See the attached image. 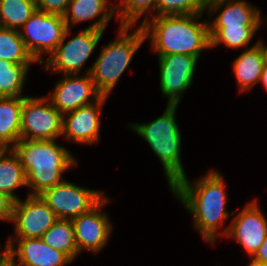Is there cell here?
I'll list each match as a JSON object with an SVG mask.
<instances>
[{
    "instance_id": "obj_1",
    "label": "cell",
    "mask_w": 267,
    "mask_h": 266,
    "mask_svg": "<svg viewBox=\"0 0 267 266\" xmlns=\"http://www.w3.org/2000/svg\"><path fill=\"white\" fill-rule=\"evenodd\" d=\"M172 192L192 213L194 225L207 242H215L217 229L223 225L229 213L225 210L227 194L223 176L217 171H210L196 184H190L187 176L178 180Z\"/></svg>"
},
{
    "instance_id": "obj_2",
    "label": "cell",
    "mask_w": 267,
    "mask_h": 266,
    "mask_svg": "<svg viewBox=\"0 0 267 266\" xmlns=\"http://www.w3.org/2000/svg\"><path fill=\"white\" fill-rule=\"evenodd\" d=\"M201 15H163L151 21L146 18L141 26L158 56L189 54L199 58L210 48L209 22L197 21Z\"/></svg>"
},
{
    "instance_id": "obj_3",
    "label": "cell",
    "mask_w": 267,
    "mask_h": 266,
    "mask_svg": "<svg viewBox=\"0 0 267 266\" xmlns=\"http://www.w3.org/2000/svg\"><path fill=\"white\" fill-rule=\"evenodd\" d=\"M12 149L25 171L27 186L34 189L29 195H40L62 182V173L77 164L70 152L54 140L20 139Z\"/></svg>"
},
{
    "instance_id": "obj_4",
    "label": "cell",
    "mask_w": 267,
    "mask_h": 266,
    "mask_svg": "<svg viewBox=\"0 0 267 266\" xmlns=\"http://www.w3.org/2000/svg\"><path fill=\"white\" fill-rule=\"evenodd\" d=\"M177 105H168L163 115L150 123L132 124L131 128L148 142L160 159L170 188L185 177L180 150L181 135L176 123Z\"/></svg>"
},
{
    "instance_id": "obj_5",
    "label": "cell",
    "mask_w": 267,
    "mask_h": 266,
    "mask_svg": "<svg viewBox=\"0 0 267 266\" xmlns=\"http://www.w3.org/2000/svg\"><path fill=\"white\" fill-rule=\"evenodd\" d=\"M119 27V39L106 45L92 64L93 66L86 72L91 75L96 90L101 96L110 94L129 66L135 52L146 39L141 25L131 34L127 32L133 26L120 25Z\"/></svg>"
},
{
    "instance_id": "obj_6",
    "label": "cell",
    "mask_w": 267,
    "mask_h": 266,
    "mask_svg": "<svg viewBox=\"0 0 267 266\" xmlns=\"http://www.w3.org/2000/svg\"><path fill=\"white\" fill-rule=\"evenodd\" d=\"M19 31L25 46L33 58L43 63L42 53L51 54L61 43L67 29L64 16L36 10Z\"/></svg>"
},
{
    "instance_id": "obj_7",
    "label": "cell",
    "mask_w": 267,
    "mask_h": 266,
    "mask_svg": "<svg viewBox=\"0 0 267 266\" xmlns=\"http://www.w3.org/2000/svg\"><path fill=\"white\" fill-rule=\"evenodd\" d=\"M48 99L23 97L21 139L55 140L62 135L63 115Z\"/></svg>"
},
{
    "instance_id": "obj_8",
    "label": "cell",
    "mask_w": 267,
    "mask_h": 266,
    "mask_svg": "<svg viewBox=\"0 0 267 266\" xmlns=\"http://www.w3.org/2000/svg\"><path fill=\"white\" fill-rule=\"evenodd\" d=\"M39 196L58 219H73L88 212L105 195L100 190L85 189L62 180L57 185L44 190Z\"/></svg>"
},
{
    "instance_id": "obj_9",
    "label": "cell",
    "mask_w": 267,
    "mask_h": 266,
    "mask_svg": "<svg viewBox=\"0 0 267 266\" xmlns=\"http://www.w3.org/2000/svg\"><path fill=\"white\" fill-rule=\"evenodd\" d=\"M68 33H70L69 28L66 29L61 43L47 58L44 67L47 69L51 67L57 73L64 72V75L79 74L104 31L86 28L64 44Z\"/></svg>"
},
{
    "instance_id": "obj_10",
    "label": "cell",
    "mask_w": 267,
    "mask_h": 266,
    "mask_svg": "<svg viewBox=\"0 0 267 266\" xmlns=\"http://www.w3.org/2000/svg\"><path fill=\"white\" fill-rule=\"evenodd\" d=\"M57 220L39 195H28L24 202L14 201L11 221L15 223L16 239L41 238Z\"/></svg>"
},
{
    "instance_id": "obj_11",
    "label": "cell",
    "mask_w": 267,
    "mask_h": 266,
    "mask_svg": "<svg viewBox=\"0 0 267 266\" xmlns=\"http://www.w3.org/2000/svg\"><path fill=\"white\" fill-rule=\"evenodd\" d=\"M198 57L189 54L158 56L160 88L168 105H178L181 94L192 83Z\"/></svg>"
},
{
    "instance_id": "obj_12",
    "label": "cell",
    "mask_w": 267,
    "mask_h": 266,
    "mask_svg": "<svg viewBox=\"0 0 267 266\" xmlns=\"http://www.w3.org/2000/svg\"><path fill=\"white\" fill-rule=\"evenodd\" d=\"M107 200L104 196L88 212L71 219L79 254L82 249L97 253L106 245L113 227L107 214L101 213L100 209L106 205Z\"/></svg>"
},
{
    "instance_id": "obj_13",
    "label": "cell",
    "mask_w": 267,
    "mask_h": 266,
    "mask_svg": "<svg viewBox=\"0 0 267 266\" xmlns=\"http://www.w3.org/2000/svg\"><path fill=\"white\" fill-rule=\"evenodd\" d=\"M254 200L232 220L222 235L235 238L247 253L253 257L267 235V219Z\"/></svg>"
},
{
    "instance_id": "obj_14",
    "label": "cell",
    "mask_w": 267,
    "mask_h": 266,
    "mask_svg": "<svg viewBox=\"0 0 267 266\" xmlns=\"http://www.w3.org/2000/svg\"><path fill=\"white\" fill-rule=\"evenodd\" d=\"M78 75L65 74L51 93L49 101L63 116L84 105L93 103L89 101L91 96L94 100L101 96L96 90L90 74L86 73L84 77H78Z\"/></svg>"
},
{
    "instance_id": "obj_15",
    "label": "cell",
    "mask_w": 267,
    "mask_h": 266,
    "mask_svg": "<svg viewBox=\"0 0 267 266\" xmlns=\"http://www.w3.org/2000/svg\"><path fill=\"white\" fill-rule=\"evenodd\" d=\"M14 242L18 243L17 249ZM8 260L14 266H64L72 260L51 248L41 238L8 239ZM16 260L15 257H17ZM18 261V263H17Z\"/></svg>"
},
{
    "instance_id": "obj_16",
    "label": "cell",
    "mask_w": 267,
    "mask_h": 266,
    "mask_svg": "<svg viewBox=\"0 0 267 266\" xmlns=\"http://www.w3.org/2000/svg\"><path fill=\"white\" fill-rule=\"evenodd\" d=\"M107 96H100L93 103L84 105L63 116L62 136L83 144L98 142L101 107Z\"/></svg>"
},
{
    "instance_id": "obj_17",
    "label": "cell",
    "mask_w": 267,
    "mask_h": 266,
    "mask_svg": "<svg viewBox=\"0 0 267 266\" xmlns=\"http://www.w3.org/2000/svg\"><path fill=\"white\" fill-rule=\"evenodd\" d=\"M222 6L225 8L209 23V27H260V11L244 0H210L206 8L210 14L217 12Z\"/></svg>"
},
{
    "instance_id": "obj_18",
    "label": "cell",
    "mask_w": 267,
    "mask_h": 266,
    "mask_svg": "<svg viewBox=\"0 0 267 266\" xmlns=\"http://www.w3.org/2000/svg\"><path fill=\"white\" fill-rule=\"evenodd\" d=\"M107 3L108 0H70L64 15L67 28L70 29V23L73 25L79 22L93 20L101 15L99 20H96L87 29L104 31L108 22L116 13L115 6L107 10Z\"/></svg>"
},
{
    "instance_id": "obj_19",
    "label": "cell",
    "mask_w": 267,
    "mask_h": 266,
    "mask_svg": "<svg viewBox=\"0 0 267 266\" xmlns=\"http://www.w3.org/2000/svg\"><path fill=\"white\" fill-rule=\"evenodd\" d=\"M264 65V55L258 42L233 61V71L240 92L251 89L260 81Z\"/></svg>"
},
{
    "instance_id": "obj_20",
    "label": "cell",
    "mask_w": 267,
    "mask_h": 266,
    "mask_svg": "<svg viewBox=\"0 0 267 266\" xmlns=\"http://www.w3.org/2000/svg\"><path fill=\"white\" fill-rule=\"evenodd\" d=\"M22 107L23 97H0L1 148H12L21 139Z\"/></svg>"
},
{
    "instance_id": "obj_21",
    "label": "cell",
    "mask_w": 267,
    "mask_h": 266,
    "mask_svg": "<svg viewBox=\"0 0 267 266\" xmlns=\"http://www.w3.org/2000/svg\"><path fill=\"white\" fill-rule=\"evenodd\" d=\"M25 185L26 174L19 157L12 148H3L0 151V192L17 201L19 198L13 192Z\"/></svg>"
},
{
    "instance_id": "obj_22",
    "label": "cell",
    "mask_w": 267,
    "mask_h": 266,
    "mask_svg": "<svg viewBox=\"0 0 267 266\" xmlns=\"http://www.w3.org/2000/svg\"><path fill=\"white\" fill-rule=\"evenodd\" d=\"M41 239L51 248L66 254L72 261L79 255L71 219H58Z\"/></svg>"
},
{
    "instance_id": "obj_23",
    "label": "cell",
    "mask_w": 267,
    "mask_h": 266,
    "mask_svg": "<svg viewBox=\"0 0 267 266\" xmlns=\"http://www.w3.org/2000/svg\"><path fill=\"white\" fill-rule=\"evenodd\" d=\"M0 59L20 65H30L36 61L27 50L19 30L1 26Z\"/></svg>"
},
{
    "instance_id": "obj_24",
    "label": "cell",
    "mask_w": 267,
    "mask_h": 266,
    "mask_svg": "<svg viewBox=\"0 0 267 266\" xmlns=\"http://www.w3.org/2000/svg\"><path fill=\"white\" fill-rule=\"evenodd\" d=\"M36 10L35 0H0V26L19 30Z\"/></svg>"
},
{
    "instance_id": "obj_25",
    "label": "cell",
    "mask_w": 267,
    "mask_h": 266,
    "mask_svg": "<svg viewBox=\"0 0 267 266\" xmlns=\"http://www.w3.org/2000/svg\"><path fill=\"white\" fill-rule=\"evenodd\" d=\"M29 66L0 59V97H23L21 91Z\"/></svg>"
},
{
    "instance_id": "obj_26",
    "label": "cell",
    "mask_w": 267,
    "mask_h": 266,
    "mask_svg": "<svg viewBox=\"0 0 267 266\" xmlns=\"http://www.w3.org/2000/svg\"><path fill=\"white\" fill-rule=\"evenodd\" d=\"M259 27H209L210 48L224 43L228 48L245 47Z\"/></svg>"
},
{
    "instance_id": "obj_27",
    "label": "cell",
    "mask_w": 267,
    "mask_h": 266,
    "mask_svg": "<svg viewBox=\"0 0 267 266\" xmlns=\"http://www.w3.org/2000/svg\"><path fill=\"white\" fill-rule=\"evenodd\" d=\"M207 7L205 0H156V16L202 14Z\"/></svg>"
},
{
    "instance_id": "obj_28",
    "label": "cell",
    "mask_w": 267,
    "mask_h": 266,
    "mask_svg": "<svg viewBox=\"0 0 267 266\" xmlns=\"http://www.w3.org/2000/svg\"><path fill=\"white\" fill-rule=\"evenodd\" d=\"M120 3L124 5L121 11L120 6H115L116 16L120 17V25L133 26L146 11L156 10V0H120Z\"/></svg>"
},
{
    "instance_id": "obj_29",
    "label": "cell",
    "mask_w": 267,
    "mask_h": 266,
    "mask_svg": "<svg viewBox=\"0 0 267 266\" xmlns=\"http://www.w3.org/2000/svg\"><path fill=\"white\" fill-rule=\"evenodd\" d=\"M36 8L50 14L64 16L70 0H35Z\"/></svg>"
},
{
    "instance_id": "obj_30",
    "label": "cell",
    "mask_w": 267,
    "mask_h": 266,
    "mask_svg": "<svg viewBox=\"0 0 267 266\" xmlns=\"http://www.w3.org/2000/svg\"><path fill=\"white\" fill-rule=\"evenodd\" d=\"M14 200L0 192V220L11 221Z\"/></svg>"
},
{
    "instance_id": "obj_31",
    "label": "cell",
    "mask_w": 267,
    "mask_h": 266,
    "mask_svg": "<svg viewBox=\"0 0 267 266\" xmlns=\"http://www.w3.org/2000/svg\"><path fill=\"white\" fill-rule=\"evenodd\" d=\"M250 264L255 266H267V235L256 254L252 257Z\"/></svg>"
},
{
    "instance_id": "obj_32",
    "label": "cell",
    "mask_w": 267,
    "mask_h": 266,
    "mask_svg": "<svg viewBox=\"0 0 267 266\" xmlns=\"http://www.w3.org/2000/svg\"><path fill=\"white\" fill-rule=\"evenodd\" d=\"M259 82H262L263 86L267 90V64H265L264 67H263L262 75L260 77V81Z\"/></svg>"
},
{
    "instance_id": "obj_33",
    "label": "cell",
    "mask_w": 267,
    "mask_h": 266,
    "mask_svg": "<svg viewBox=\"0 0 267 266\" xmlns=\"http://www.w3.org/2000/svg\"><path fill=\"white\" fill-rule=\"evenodd\" d=\"M8 260V248L5 246L3 251H0V266H2Z\"/></svg>"
},
{
    "instance_id": "obj_34",
    "label": "cell",
    "mask_w": 267,
    "mask_h": 266,
    "mask_svg": "<svg viewBox=\"0 0 267 266\" xmlns=\"http://www.w3.org/2000/svg\"><path fill=\"white\" fill-rule=\"evenodd\" d=\"M258 43L261 45L262 52H263V55H264V61H265V64H267V46L264 47L263 42L261 40L258 41Z\"/></svg>"
},
{
    "instance_id": "obj_35",
    "label": "cell",
    "mask_w": 267,
    "mask_h": 266,
    "mask_svg": "<svg viewBox=\"0 0 267 266\" xmlns=\"http://www.w3.org/2000/svg\"><path fill=\"white\" fill-rule=\"evenodd\" d=\"M2 266H14L9 260H7Z\"/></svg>"
}]
</instances>
